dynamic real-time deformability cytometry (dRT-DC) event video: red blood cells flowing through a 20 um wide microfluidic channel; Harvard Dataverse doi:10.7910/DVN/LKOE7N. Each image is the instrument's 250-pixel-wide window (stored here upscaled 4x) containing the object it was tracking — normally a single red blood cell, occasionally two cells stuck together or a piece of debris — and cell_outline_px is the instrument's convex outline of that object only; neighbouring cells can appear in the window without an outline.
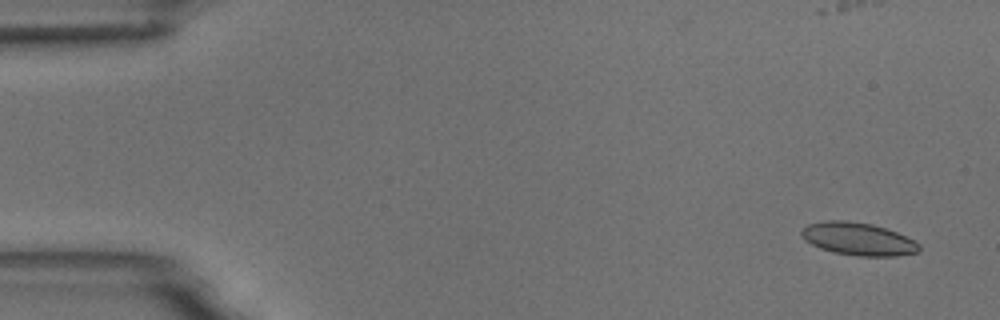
{"species": "common noctule bat (a hibernating species)", "species_latin": "Nyctalus noctula", "temperature_condition": "room temperature", "stored_images_in_passage": 5, "camera_frame_rate_fps": 3000, "um_per_image_px": 0.085, "animal": {"sex": "male", "body_mass_g": 18.8}, "frame": {"image": 1, "passage_image": 1, "time_ms": 0.0, "image_size_px": [1000, 320], "cell_outline_px": [[920, 248], [916, 252], [896, 256], [856, 256], [832, 252], [820, 248], [804, 240], [800, 232], [808, 224], [824, 220], [848, 220], [872, 224], [896, 232], [920, 244]], "centroid_in_image_um": [72.9, 20.31], "position_along_channel_um": 12.1, "area_um2": 22.37}}
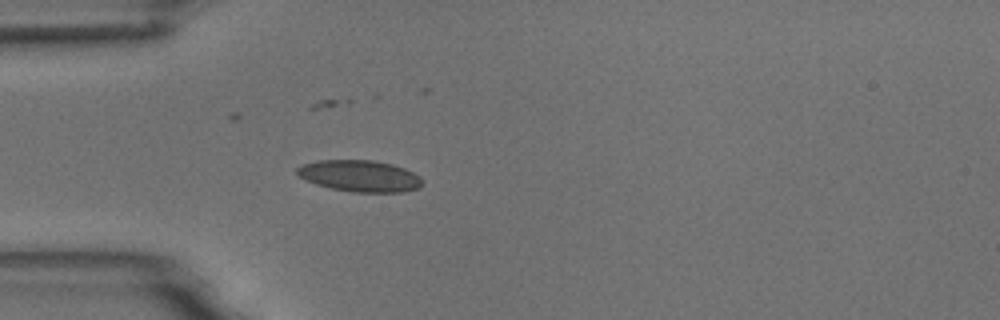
{"frame": {"image": 2, "passage_image": 5, "time_ms": 4.333, "image_size_px": [1000, 320], "cell_outline_px": [[424, 184], [420, 188], [404, 192], [352, 192], [332, 188], [316, 184], [304, 180], [296, 172], [296, 168], [304, 164], [316, 160], [372, 160], [392, 164], [404, 168], [420, 176], [424, 180]], "centroid_in_image_um": [30.62, 14.96], "position_along_channel_um": 54.4, "area_um2": 23.18}}